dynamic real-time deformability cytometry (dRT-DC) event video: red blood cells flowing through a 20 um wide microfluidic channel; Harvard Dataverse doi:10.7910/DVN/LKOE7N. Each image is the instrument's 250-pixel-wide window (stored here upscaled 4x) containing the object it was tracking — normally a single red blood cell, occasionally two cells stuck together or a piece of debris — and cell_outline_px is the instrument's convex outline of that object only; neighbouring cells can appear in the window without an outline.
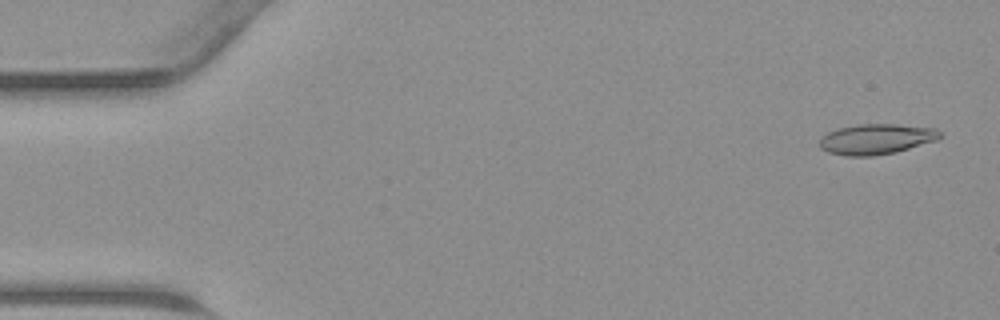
{"species": "common noctule bat (a hibernating species)", "species_latin": "Nyctalus noctula", "temperature_condition": "warm", "stored_images_in_passage": 45, "camera_frame_rate_fps": 3000, "um_per_image_px": 0.085, "animal": {"sex": "male", "body_mass_g": 23.1, "forearm_length_mm": 52.7}, "frame": {"image": 1, "passage_image": 2, "time_ms": 0.333, "image_size_px": [1000, 320], "cell_outline_px": [[944, 136], [936, 140], [896, 152], [872, 156], [844, 156], [828, 152], [820, 148], [820, 140], [828, 132], [836, 128], [860, 124], [896, 124], [936, 128]], "centroid_in_image_um": [74.49, 11.82], "position_along_channel_um": 10.5, "area_um2": 21.39}}
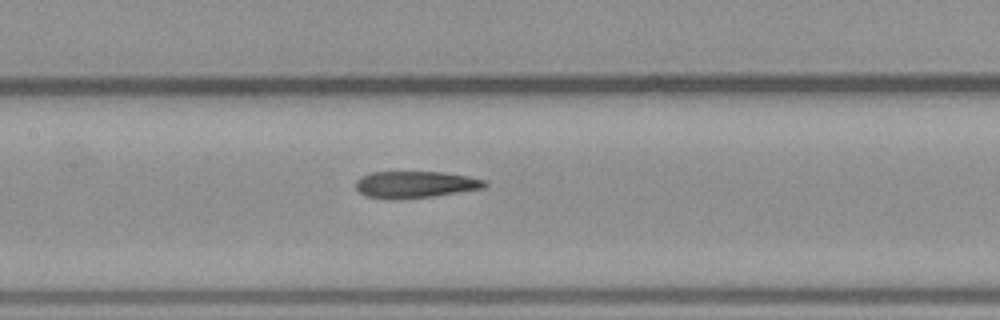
{"frame": {"image": 2, "passage_image": 21, "time_ms": 6.667, "image_size_px": [1000, 320], "cell_outline_px": [[488, 184], [484, 188], [432, 196], [396, 200], [392, 200], [364, 196], [356, 188], [356, 180], [360, 176], [372, 172], [444, 172], [468, 176], [488, 180]], "centroid_in_image_um": [35.29, 15.68], "position_along_channel_um": 172.1, "area_um2": 20.35}}
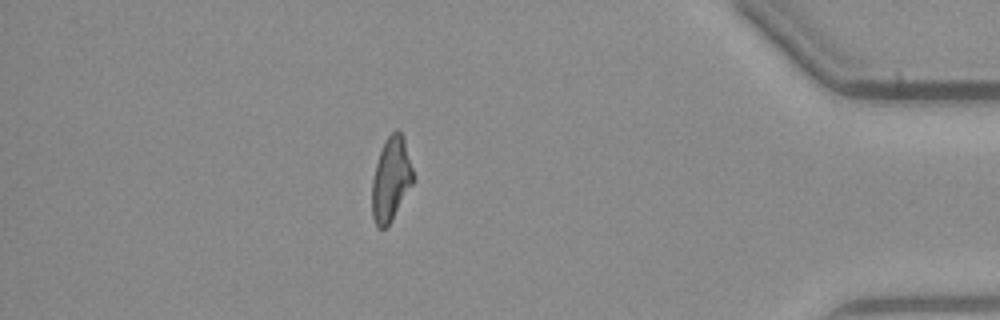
{"frame": {"image": 3, "passage_image": 39, "time_ms": 12.667, "image_size_px": [1000, 320], "cell_outline_px": [[412, 184], [388, 224], [384, 228], [380, 228], [376, 224], [372, 216], [372, 180], [376, 164], [384, 140], [392, 132], [400, 132], [404, 136], [412, 168]], "centroid_in_image_um": [33.21, 15.19], "position_along_channel_um": 402.0, "area_um2": 19.48}}